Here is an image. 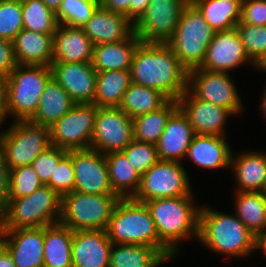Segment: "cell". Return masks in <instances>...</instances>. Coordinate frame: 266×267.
Returning <instances> with one entry per match:
<instances>
[{
  "mask_svg": "<svg viewBox=\"0 0 266 267\" xmlns=\"http://www.w3.org/2000/svg\"><path fill=\"white\" fill-rule=\"evenodd\" d=\"M131 82L178 100L187 90L188 70L167 43L141 42L130 67Z\"/></svg>",
  "mask_w": 266,
  "mask_h": 267,
  "instance_id": "1",
  "label": "cell"
},
{
  "mask_svg": "<svg viewBox=\"0 0 266 267\" xmlns=\"http://www.w3.org/2000/svg\"><path fill=\"white\" fill-rule=\"evenodd\" d=\"M198 241L208 250L225 257L245 258L257 250V236L236 215L205 205L199 212Z\"/></svg>",
  "mask_w": 266,
  "mask_h": 267,
  "instance_id": "2",
  "label": "cell"
},
{
  "mask_svg": "<svg viewBox=\"0 0 266 267\" xmlns=\"http://www.w3.org/2000/svg\"><path fill=\"white\" fill-rule=\"evenodd\" d=\"M193 194L156 198L145 202L149 208L160 242L174 255L179 242L199 236L200 207L193 204Z\"/></svg>",
  "mask_w": 266,
  "mask_h": 267,
  "instance_id": "3",
  "label": "cell"
},
{
  "mask_svg": "<svg viewBox=\"0 0 266 267\" xmlns=\"http://www.w3.org/2000/svg\"><path fill=\"white\" fill-rule=\"evenodd\" d=\"M105 231L112 243L149 245L166 259L175 257L160 242L149 208L133 197L120 198Z\"/></svg>",
  "mask_w": 266,
  "mask_h": 267,
  "instance_id": "4",
  "label": "cell"
},
{
  "mask_svg": "<svg viewBox=\"0 0 266 267\" xmlns=\"http://www.w3.org/2000/svg\"><path fill=\"white\" fill-rule=\"evenodd\" d=\"M62 197L43 185L32 194L8 199L3 211L4 230L38 228L58 223Z\"/></svg>",
  "mask_w": 266,
  "mask_h": 267,
  "instance_id": "5",
  "label": "cell"
},
{
  "mask_svg": "<svg viewBox=\"0 0 266 267\" xmlns=\"http://www.w3.org/2000/svg\"><path fill=\"white\" fill-rule=\"evenodd\" d=\"M215 33L216 30L205 21L199 9L193 3H188L181 13L173 37L167 44L189 71L202 65Z\"/></svg>",
  "mask_w": 266,
  "mask_h": 267,
  "instance_id": "6",
  "label": "cell"
},
{
  "mask_svg": "<svg viewBox=\"0 0 266 267\" xmlns=\"http://www.w3.org/2000/svg\"><path fill=\"white\" fill-rule=\"evenodd\" d=\"M8 78L7 110L14 121L30 120L52 78L50 66L17 64Z\"/></svg>",
  "mask_w": 266,
  "mask_h": 267,
  "instance_id": "7",
  "label": "cell"
},
{
  "mask_svg": "<svg viewBox=\"0 0 266 267\" xmlns=\"http://www.w3.org/2000/svg\"><path fill=\"white\" fill-rule=\"evenodd\" d=\"M118 195H92L73 191L62 196L59 222L72 231L106 230Z\"/></svg>",
  "mask_w": 266,
  "mask_h": 267,
  "instance_id": "8",
  "label": "cell"
},
{
  "mask_svg": "<svg viewBox=\"0 0 266 267\" xmlns=\"http://www.w3.org/2000/svg\"><path fill=\"white\" fill-rule=\"evenodd\" d=\"M50 146V128L30 120L14 121L2 131L0 151L10 169L31 165Z\"/></svg>",
  "mask_w": 266,
  "mask_h": 267,
  "instance_id": "9",
  "label": "cell"
},
{
  "mask_svg": "<svg viewBox=\"0 0 266 267\" xmlns=\"http://www.w3.org/2000/svg\"><path fill=\"white\" fill-rule=\"evenodd\" d=\"M187 174L181 162L159 160L141 176L139 190L133 198L145 203L156 198L192 194L191 182Z\"/></svg>",
  "mask_w": 266,
  "mask_h": 267,
  "instance_id": "10",
  "label": "cell"
},
{
  "mask_svg": "<svg viewBox=\"0 0 266 267\" xmlns=\"http://www.w3.org/2000/svg\"><path fill=\"white\" fill-rule=\"evenodd\" d=\"M187 89L197 98L230 110L234 115L243 111L238 90L226 72L194 68L188 71Z\"/></svg>",
  "mask_w": 266,
  "mask_h": 267,
  "instance_id": "11",
  "label": "cell"
},
{
  "mask_svg": "<svg viewBox=\"0 0 266 267\" xmlns=\"http://www.w3.org/2000/svg\"><path fill=\"white\" fill-rule=\"evenodd\" d=\"M95 104H75L51 128V145L69 150L91 148L95 116Z\"/></svg>",
  "mask_w": 266,
  "mask_h": 267,
  "instance_id": "12",
  "label": "cell"
},
{
  "mask_svg": "<svg viewBox=\"0 0 266 267\" xmlns=\"http://www.w3.org/2000/svg\"><path fill=\"white\" fill-rule=\"evenodd\" d=\"M186 0H150L146 12L134 24L144 43H167L174 35Z\"/></svg>",
  "mask_w": 266,
  "mask_h": 267,
  "instance_id": "13",
  "label": "cell"
},
{
  "mask_svg": "<svg viewBox=\"0 0 266 267\" xmlns=\"http://www.w3.org/2000/svg\"><path fill=\"white\" fill-rule=\"evenodd\" d=\"M134 140L133 120L119 107H98L91 149L107 155L122 152Z\"/></svg>",
  "mask_w": 266,
  "mask_h": 267,
  "instance_id": "14",
  "label": "cell"
},
{
  "mask_svg": "<svg viewBox=\"0 0 266 267\" xmlns=\"http://www.w3.org/2000/svg\"><path fill=\"white\" fill-rule=\"evenodd\" d=\"M74 191L92 195H117L111 188L105 155L94 149L71 150Z\"/></svg>",
  "mask_w": 266,
  "mask_h": 267,
  "instance_id": "15",
  "label": "cell"
},
{
  "mask_svg": "<svg viewBox=\"0 0 266 267\" xmlns=\"http://www.w3.org/2000/svg\"><path fill=\"white\" fill-rule=\"evenodd\" d=\"M244 64H250L256 68V64L248 57L234 28L227 31H216L208 45L204 62L199 68L228 73L229 70Z\"/></svg>",
  "mask_w": 266,
  "mask_h": 267,
  "instance_id": "16",
  "label": "cell"
},
{
  "mask_svg": "<svg viewBox=\"0 0 266 267\" xmlns=\"http://www.w3.org/2000/svg\"><path fill=\"white\" fill-rule=\"evenodd\" d=\"M52 77L63 87L75 104H94L97 71L92 62H52Z\"/></svg>",
  "mask_w": 266,
  "mask_h": 267,
  "instance_id": "17",
  "label": "cell"
},
{
  "mask_svg": "<svg viewBox=\"0 0 266 267\" xmlns=\"http://www.w3.org/2000/svg\"><path fill=\"white\" fill-rule=\"evenodd\" d=\"M177 101L195 134L225 137L224 126L227 118L234 115L230 110L203 101L195 97L188 89Z\"/></svg>",
  "mask_w": 266,
  "mask_h": 267,
  "instance_id": "18",
  "label": "cell"
},
{
  "mask_svg": "<svg viewBox=\"0 0 266 267\" xmlns=\"http://www.w3.org/2000/svg\"><path fill=\"white\" fill-rule=\"evenodd\" d=\"M2 245L16 267H44V227L4 230Z\"/></svg>",
  "mask_w": 266,
  "mask_h": 267,
  "instance_id": "19",
  "label": "cell"
},
{
  "mask_svg": "<svg viewBox=\"0 0 266 267\" xmlns=\"http://www.w3.org/2000/svg\"><path fill=\"white\" fill-rule=\"evenodd\" d=\"M112 245L105 230L73 231V267H109Z\"/></svg>",
  "mask_w": 266,
  "mask_h": 267,
  "instance_id": "20",
  "label": "cell"
},
{
  "mask_svg": "<svg viewBox=\"0 0 266 267\" xmlns=\"http://www.w3.org/2000/svg\"><path fill=\"white\" fill-rule=\"evenodd\" d=\"M194 136L195 132L187 116L178 108L170 116L164 132L156 144L159 160L176 162L181 160L182 163Z\"/></svg>",
  "mask_w": 266,
  "mask_h": 267,
  "instance_id": "21",
  "label": "cell"
},
{
  "mask_svg": "<svg viewBox=\"0 0 266 267\" xmlns=\"http://www.w3.org/2000/svg\"><path fill=\"white\" fill-rule=\"evenodd\" d=\"M94 44L82 27L59 24L53 35V62H92Z\"/></svg>",
  "mask_w": 266,
  "mask_h": 267,
  "instance_id": "22",
  "label": "cell"
},
{
  "mask_svg": "<svg viewBox=\"0 0 266 267\" xmlns=\"http://www.w3.org/2000/svg\"><path fill=\"white\" fill-rule=\"evenodd\" d=\"M94 45L123 41L134 32V23L125 15L99 6L82 26Z\"/></svg>",
  "mask_w": 266,
  "mask_h": 267,
  "instance_id": "23",
  "label": "cell"
},
{
  "mask_svg": "<svg viewBox=\"0 0 266 267\" xmlns=\"http://www.w3.org/2000/svg\"><path fill=\"white\" fill-rule=\"evenodd\" d=\"M226 137L195 134L185 158L205 169L230 168L233 151Z\"/></svg>",
  "mask_w": 266,
  "mask_h": 267,
  "instance_id": "24",
  "label": "cell"
},
{
  "mask_svg": "<svg viewBox=\"0 0 266 267\" xmlns=\"http://www.w3.org/2000/svg\"><path fill=\"white\" fill-rule=\"evenodd\" d=\"M53 35L22 29L13 40L17 64L50 66L53 62Z\"/></svg>",
  "mask_w": 266,
  "mask_h": 267,
  "instance_id": "25",
  "label": "cell"
},
{
  "mask_svg": "<svg viewBox=\"0 0 266 267\" xmlns=\"http://www.w3.org/2000/svg\"><path fill=\"white\" fill-rule=\"evenodd\" d=\"M140 38L133 32L123 41L94 45L92 64L97 72L130 70Z\"/></svg>",
  "mask_w": 266,
  "mask_h": 267,
  "instance_id": "26",
  "label": "cell"
},
{
  "mask_svg": "<svg viewBox=\"0 0 266 267\" xmlns=\"http://www.w3.org/2000/svg\"><path fill=\"white\" fill-rule=\"evenodd\" d=\"M231 157L230 168L236 178L237 191H261L266 182V153L256 150Z\"/></svg>",
  "mask_w": 266,
  "mask_h": 267,
  "instance_id": "27",
  "label": "cell"
},
{
  "mask_svg": "<svg viewBox=\"0 0 266 267\" xmlns=\"http://www.w3.org/2000/svg\"><path fill=\"white\" fill-rule=\"evenodd\" d=\"M75 103L63 87L52 77L42 93L37 111L30 119L34 124L51 128L68 113Z\"/></svg>",
  "mask_w": 266,
  "mask_h": 267,
  "instance_id": "28",
  "label": "cell"
},
{
  "mask_svg": "<svg viewBox=\"0 0 266 267\" xmlns=\"http://www.w3.org/2000/svg\"><path fill=\"white\" fill-rule=\"evenodd\" d=\"M73 231L60 222L44 227V267H73Z\"/></svg>",
  "mask_w": 266,
  "mask_h": 267,
  "instance_id": "29",
  "label": "cell"
},
{
  "mask_svg": "<svg viewBox=\"0 0 266 267\" xmlns=\"http://www.w3.org/2000/svg\"><path fill=\"white\" fill-rule=\"evenodd\" d=\"M167 260L149 245L113 243L109 267H159Z\"/></svg>",
  "mask_w": 266,
  "mask_h": 267,
  "instance_id": "30",
  "label": "cell"
},
{
  "mask_svg": "<svg viewBox=\"0 0 266 267\" xmlns=\"http://www.w3.org/2000/svg\"><path fill=\"white\" fill-rule=\"evenodd\" d=\"M111 188L120 198H131L136 195L141 184V176L129 163L123 152L105 155Z\"/></svg>",
  "mask_w": 266,
  "mask_h": 267,
  "instance_id": "31",
  "label": "cell"
},
{
  "mask_svg": "<svg viewBox=\"0 0 266 267\" xmlns=\"http://www.w3.org/2000/svg\"><path fill=\"white\" fill-rule=\"evenodd\" d=\"M235 215L257 237L266 230V200L259 191H235Z\"/></svg>",
  "mask_w": 266,
  "mask_h": 267,
  "instance_id": "32",
  "label": "cell"
},
{
  "mask_svg": "<svg viewBox=\"0 0 266 267\" xmlns=\"http://www.w3.org/2000/svg\"><path fill=\"white\" fill-rule=\"evenodd\" d=\"M193 4L216 31L234 29L241 20L242 0H196Z\"/></svg>",
  "mask_w": 266,
  "mask_h": 267,
  "instance_id": "33",
  "label": "cell"
},
{
  "mask_svg": "<svg viewBox=\"0 0 266 267\" xmlns=\"http://www.w3.org/2000/svg\"><path fill=\"white\" fill-rule=\"evenodd\" d=\"M130 83V70L97 72L94 104L97 107H119Z\"/></svg>",
  "mask_w": 266,
  "mask_h": 267,
  "instance_id": "34",
  "label": "cell"
},
{
  "mask_svg": "<svg viewBox=\"0 0 266 267\" xmlns=\"http://www.w3.org/2000/svg\"><path fill=\"white\" fill-rule=\"evenodd\" d=\"M170 99L161 91L130 83L119 108L132 119L156 111Z\"/></svg>",
  "mask_w": 266,
  "mask_h": 267,
  "instance_id": "35",
  "label": "cell"
},
{
  "mask_svg": "<svg viewBox=\"0 0 266 267\" xmlns=\"http://www.w3.org/2000/svg\"><path fill=\"white\" fill-rule=\"evenodd\" d=\"M179 108L177 100H169L160 109L133 118L134 139L156 145L170 116Z\"/></svg>",
  "mask_w": 266,
  "mask_h": 267,
  "instance_id": "36",
  "label": "cell"
},
{
  "mask_svg": "<svg viewBox=\"0 0 266 267\" xmlns=\"http://www.w3.org/2000/svg\"><path fill=\"white\" fill-rule=\"evenodd\" d=\"M23 29L43 34H54L59 25L56 13L42 0H22Z\"/></svg>",
  "mask_w": 266,
  "mask_h": 267,
  "instance_id": "37",
  "label": "cell"
},
{
  "mask_svg": "<svg viewBox=\"0 0 266 267\" xmlns=\"http://www.w3.org/2000/svg\"><path fill=\"white\" fill-rule=\"evenodd\" d=\"M100 6V0H63L56 18L59 24L82 27Z\"/></svg>",
  "mask_w": 266,
  "mask_h": 267,
  "instance_id": "38",
  "label": "cell"
},
{
  "mask_svg": "<svg viewBox=\"0 0 266 267\" xmlns=\"http://www.w3.org/2000/svg\"><path fill=\"white\" fill-rule=\"evenodd\" d=\"M235 29L248 57L257 65L266 56V25L253 26L239 21Z\"/></svg>",
  "mask_w": 266,
  "mask_h": 267,
  "instance_id": "39",
  "label": "cell"
},
{
  "mask_svg": "<svg viewBox=\"0 0 266 267\" xmlns=\"http://www.w3.org/2000/svg\"><path fill=\"white\" fill-rule=\"evenodd\" d=\"M22 29V0H0V38L13 42Z\"/></svg>",
  "mask_w": 266,
  "mask_h": 267,
  "instance_id": "40",
  "label": "cell"
},
{
  "mask_svg": "<svg viewBox=\"0 0 266 267\" xmlns=\"http://www.w3.org/2000/svg\"><path fill=\"white\" fill-rule=\"evenodd\" d=\"M43 184L31 165L10 170V188L8 199L21 198L32 194Z\"/></svg>",
  "mask_w": 266,
  "mask_h": 267,
  "instance_id": "41",
  "label": "cell"
},
{
  "mask_svg": "<svg viewBox=\"0 0 266 267\" xmlns=\"http://www.w3.org/2000/svg\"><path fill=\"white\" fill-rule=\"evenodd\" d=\"M122 152L140 176L159 161L156 145L135 139Z\"/></svg>",
  "mask_w": 266,
  "mask_h": 267,
  "instance_id": "42",
  "label": "cell"
},
{
  "mask_svg": "<svg viewBox=\"0 0 266 267\" xmlns=\"http://www.w3.org/2000/svg\"><path fill=\"white\" fill-rule=\"evenodd\" d=\"M67 153V150L51 145L32 162L31 166L43 185H47L50 182L59 161Z\"/></svg>",
  "mask_w": 266,
  "mask_h": 267,
  "instance_id": "43",
  "label": "cell"
},
{
  "mask_svg": "<svg viewBox=\"0 0 266 267\" xmlns=\"http://www.w3.org/2000/svg\"><path fill=\"white\" fill-rule=\"evenodd\" d=\"M61 197L74 191L75 173L71 160V150L59 161L57 168L47 184Z\"/></svg>",
  "mask_w": 266,
  "mask_h": 267,
  "instance_id": "44",
  "label": "cell"
},
{
  "mask_svg": "<svg viewBox=\"0 0 266 267\" xmlns=\"http://www.w3.org/2000/svg\"><path fill=\"white\" fill-rule=\"evenodd\" d=\"M241 23L266 25V0H242Z\"/></svg>",
  "mask_w": 266,
  "mask_h": 267,
  "instance_id": "45",
  "label": "cell"
},
{
  "mask_svg": "<svg viewBox=\"0 0 266 267\" xmlns=\"http://www.w3.org/2000/svg\"><path fill=\"white\" fill-rule=\"evenodd\" d=\"M16 66L13 42L0 38V73L9 76Z\"/></svg>",
  "mask_w": 266,
  "mask_h": 267,
  "instance_id": "46",
  "label": "cell"
},
{
  "mask_svg": "<svg viewBox=\"0 0 266 267\" xmlns=\"http://www.w3.org/2000/svg\"><path fill=\"white\" fill-rule=\"evenodd\" d=\"M10 168L0 151V210H3L8 201L10 188Z\"/></svg>",
  "mask_w": 266,
  "mask_h": 267,
  "instance_id": "47",
  "label": "cell"
},
{
  "mask_svg": "<svg viewBox=\"0 0 266 267\" xmlns=\"http://www.w3.org/2000/svg\"><path fill=\"white\" fill-rule=\"evenodd\" d=\"M131 0H100V6L114 13L123 14L130 19Z\"/></svg>",
  "mask_w": 266,
  "mask_h": 267,
  "instance_id": "48",
  "label": "cell"
},
{
  "mask_svg": "<svg viewBox=\"0 0 266 267\" xmlns=\"http://www.w3.org/2000/svg\"><path fill=\"white\" fill-rule=\"evenodd\" d=\"M8 78L0 73V123L2 124L8 117L7 98H8Z\"/></svg>",
  "mask_w": 266,
  "mask_h": 267,
  "instance_id": "49",
  "label": "cell"
},
{
  "mask_svg": "<svg viewBox=\"0 0 266 267\" xmlns=\"http://www.w3.org/2000/svg\"><path fill=\"white\" fill-rule=\"evenodd\" d=\"M150 0L130 1V20L135 24L146 12Z\"/></svg>",
  "mask_w": 266,
  "mask_h": 267,
  "instance_id": "50",
  "label": "cell"
},
{
  "mask_svg": "<svg viewBox=\"0 0 266 267\" xmlns=\"http://www.w3.org/2000/svg\"><path fill=\"white\" fill-rule=\"evenodd\" d=\"M0 267H16L11 254L3 245L0 246Z\"/></svg>",
  "mask_w": 266,
  "mask_h": 267,
  "instance_id": "51",
  "label": "cell"
},
{
  "mask_svg": "<svg viewBox=\"0 0 266 267\" xmlns=\"http://www.w3.org/2000/svg\"><path fill=\"white\" fill-rule=\"evenodd\" d=\"M257 249L266 256V230L257 237Z\"/></svg>",
  "mask_w": 266,
  "mask_h": 267,
  "instance_id": "52",
  "label": "cell"
},
{
  "mask_svg": "<svg viewBox=\"0 0 266 267\" xmlns=\"http://www.w3.org/2000/svg\"><path fill=\"white\" fill-rule=\"evenodd\" d=\"M44 4L53 12H57L62 4L63 0H42Z\"/></svg>",
  "mask_w": 266,
  "mask_h": 267,
  "instance_id": "53",
  "label": "cell"
},
{
  "mask_svg": "<svg viewBox=\"0 0 266 267\" xmlns=\"http://www.w3.org/2000/svg\"><path fill=\"white\" fill-rule=\"evenodd\" d=\"M3 235H4L3 211L0 210V246L2 245Z\"/></svg>",
  "mask_w": 266,
  "mask_h": 267,
  "instance_id": "54",
  "label": "cell"
},
{
  "mask_svg": "<svg viewBox=\"0 0 266 267\" xmlns=\"http://www.w3.org/2000/svg\"><path fill=\"white\" fill-rule=\"evenodd\" d=\"M261 109L262 112L264 113V117L266 118V88L264 89V92H263V95H262V98H261Z\"/></svg>",
  "mask_w": 266,
  "mask_h": 267,
  "instance_id": "55",
  "label": "cell"
},
{
  "mask_svg": "<svg viewBox=\"0 0 266 267\" xmlns=\"http://www.w3.org/2000/svg\"><path fill=\"white\" fill-rule=\"evenodd\" d=\"M257 70L266 72V56L261 59V61L256 65Z\"/></svg>",
  "mask_w": 266,
  "mask_h": 267,
  "instance_id": "56",
  "label": "cell"
},
{
  "mask_svg": "<svg viewBox=\"0 0 266 267\" xmlns=\"http://www.w3.org/2000/svg\"><path fill=\"white\" fill-rule=\"evenodd\" d=\"M260 192H261V194L264 196V198L266 200V182H265V184H264V186H263V188H262V190Z\"/></svg>",
  "mask_w": 266,
  "mask_h": 267,
  "instance_id": "57",
  "label": "cell"
},
{
  "mask_svg": "<svg viewBox=\"0 0 266 267\" xmlns=\"http://www.w3.org/2000/svg\"><path fill=\"white\" fill-rule=\"evenodd\" d=\"M187 3H194L196 0H186Z\"/></svg>",
  "mask_w": 266,
  "mask_h": 267,
  "instance_id": "58",
  "label": "cell"
},
{
  "mask_svg": "<svg viewBox=\"0 0 266 267\" xmlns=\"http://www.w3.org/2000/svg\"><path fill=\"white\" fill-rule=\"evenodd\" d=\"M0 126H1V123H0ZM0 147H1V135H2V129L0 130Z\"/></svg>",
  "mask_w": 266,
  "mask_h": 267,
  "instance_id": "59",
  "label": "cell"
}]
</instances>
